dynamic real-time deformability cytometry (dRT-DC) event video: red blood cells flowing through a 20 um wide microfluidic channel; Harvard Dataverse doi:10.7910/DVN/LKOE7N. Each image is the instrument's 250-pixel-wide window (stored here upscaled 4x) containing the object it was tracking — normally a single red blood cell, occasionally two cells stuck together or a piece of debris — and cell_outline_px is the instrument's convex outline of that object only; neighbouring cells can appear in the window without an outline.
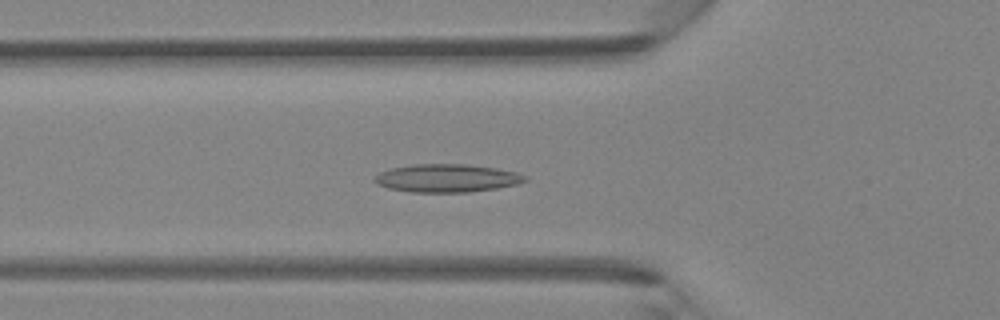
{"species": "Egyptian fruit bat (a non-hibernating species)", "species_latin": "Rousettus aegyptiacus", "temperature_condition": "room temperature", "stored_images_in_passage": 32, "camera_frame_rate_fps": 3000, "um_per_image_px": 0.085, "animal": {"sex": "female"}, "frame": {"image": 1, "passage_image": 3, "time_ms": 0.667, "image_size_px": [1000, 320], "cell_outline_px": [[528, 180], [516, 184], [496, 188], [468, 192], [412, 192], [388, 188], [376, 184], [372, 180], [380, 172], [392, 168], [412, 164], [468, 164], [496, 168], [516, 172], [528, 176]], "centroid_in_image_um": [37.98, 15.14], "position_along_channel_um": 87.8, "area_um2": 24.62}}
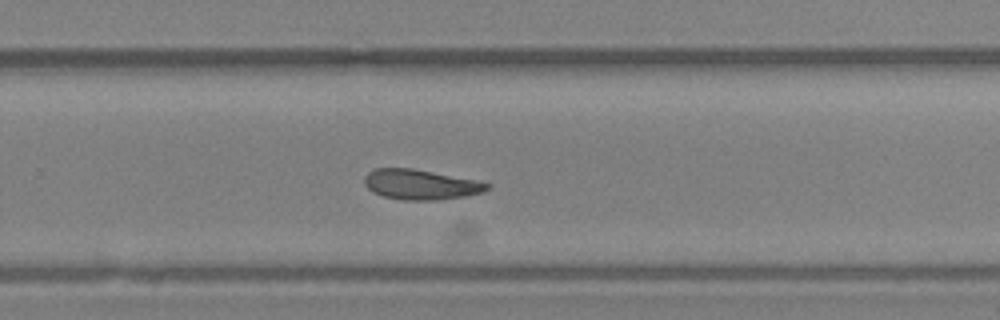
{"frame": {"image": 2, "passage_image": 17, "time_ms": 5.333, "image_size_px": [1000, 320], "cell_outline_px": [[492, 184], [484, 192], [464, 196], [440, 200], [404, 200], [384, 196], [372, 192], [364, 184], [364, 176], [368, 172], [376, 168], [412, 168], [476, 180]], "centroid_in_image_um": [35.74, 15.68], "position_along_channel_um": 294.1, "area_um2": 21.5}}
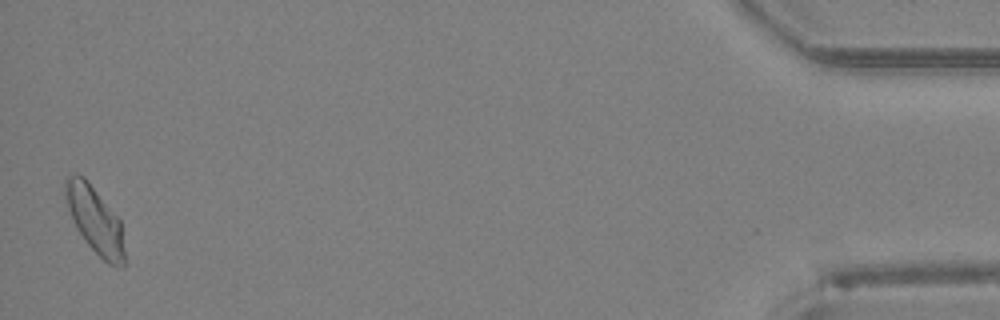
{"frame": {"image": 3, "passage_image": 32, "time_ms": 10.333, "image_size_px": [1000, 320], "cell_outline_px": [[124, 268], [116, 268], [108, 264], [84, 240], [76, 228], [68, 208], [64, 196], [64, 180], [68, 176], [84, 176], [88, 180], [120, 220], [124, 252]], "centroid_in_image_um": [8.06, 18.71], "position_along_channel_um": 427.1, "area_um2": 22.83}}